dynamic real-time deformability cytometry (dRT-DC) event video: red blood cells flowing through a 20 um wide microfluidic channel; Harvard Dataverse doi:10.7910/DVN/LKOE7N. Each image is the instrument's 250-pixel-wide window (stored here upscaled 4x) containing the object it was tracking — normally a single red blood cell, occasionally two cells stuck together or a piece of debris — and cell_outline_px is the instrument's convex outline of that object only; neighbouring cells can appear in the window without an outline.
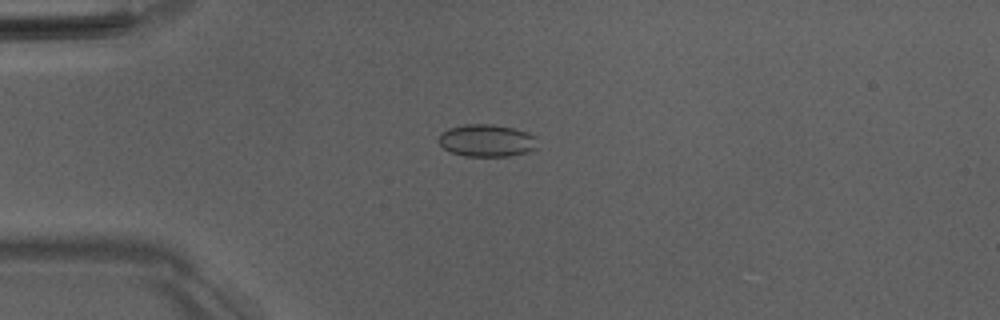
{"species": "Egyptian fruit bat (a non-hibernating species)", "species_latin": "Rousettus aegyptiacus", "temperature_condition": "room temperature", "stored_images_in_passage": 49, "camera_frame_rate_fps": 3000, "um_per_image_px": 0.085, "animal": {"sex": "male"}, "frame": {"image": 1, "passage_image": 14, "time_ms": 4.333, "image_size_px": [1000, 320], "cell_outline_px": [[536, 148], [528, 152], [508, 156], [464, 156], [452, 152], [444, 148], [440, 144], [440, 132], [448, 128], [464, 124], [492, 124], [512, 128], [528, 132], [536, 136]], "centroid_in_image_um": [41.38, 11.94], "position_along_channel_um": 43.6, "area_um2": 18.61}}
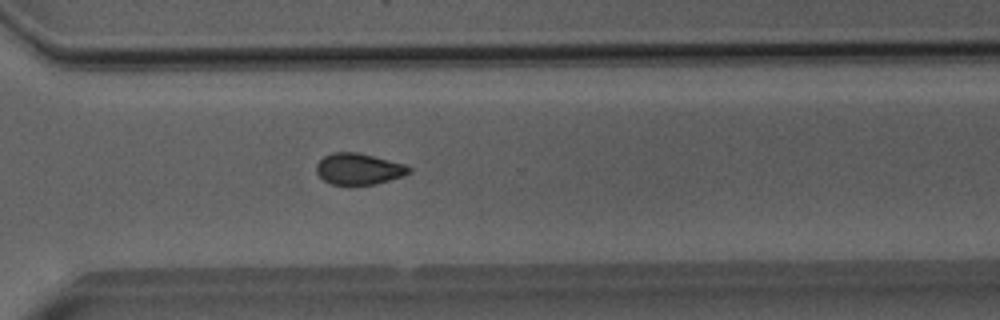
{"frame": {"image": 2, "passage_image": 38, "time_ms": 12.333, "image_size_px": [1000, 320], "cell_outline_px": [[412, 172], [404, 176], [376, 184], [348, 188], [332, 184], [324, 180], [316, 172], [316, 164], [324, 156], [332, 152], [356, 152], [404, 164], [412, 168]], "centroid_in_image_um": [30.48, 14.41], "position_along_channel_um": 340.1, "area_um2": 17.4}}
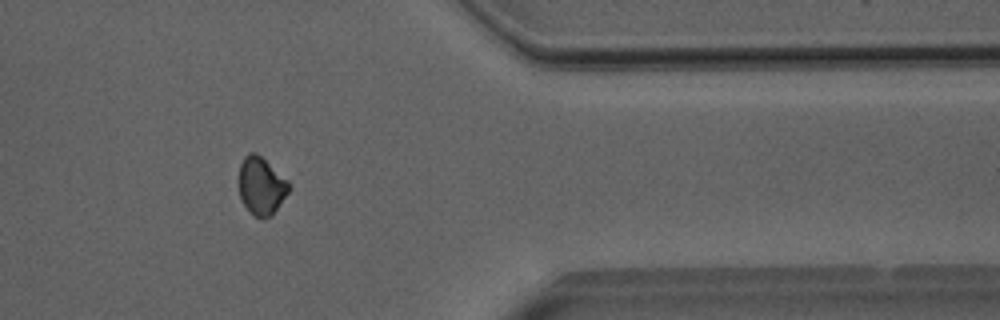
{"frame": {"image": 3, "passage_image": 43, "time_ms": 14.0, "image_size_px": [1000, 320], "cell_outline_px": [[292, 184], [288, 192], [272, 216], [260, 220], [244, 204], [240, 196], [240, 164], [244, 156], [248, 152], [256, 152], [288, 180]], "centroid_in_image_um": [22.24, 15.8], "position_along_channel_um": 389.2, "area_um2": 16.7}, "authors_computed_cell_mechanics": {"area_um2": 17.6868, "velocity_mm_per_s": 4.0152, "shape_relaxation_time_tau1_ms": null, "shape_relaxation_time_tau2_ms": 2.7468, "deformation_change_tau1": null, "deformation_change_tau2": 0.0578}}